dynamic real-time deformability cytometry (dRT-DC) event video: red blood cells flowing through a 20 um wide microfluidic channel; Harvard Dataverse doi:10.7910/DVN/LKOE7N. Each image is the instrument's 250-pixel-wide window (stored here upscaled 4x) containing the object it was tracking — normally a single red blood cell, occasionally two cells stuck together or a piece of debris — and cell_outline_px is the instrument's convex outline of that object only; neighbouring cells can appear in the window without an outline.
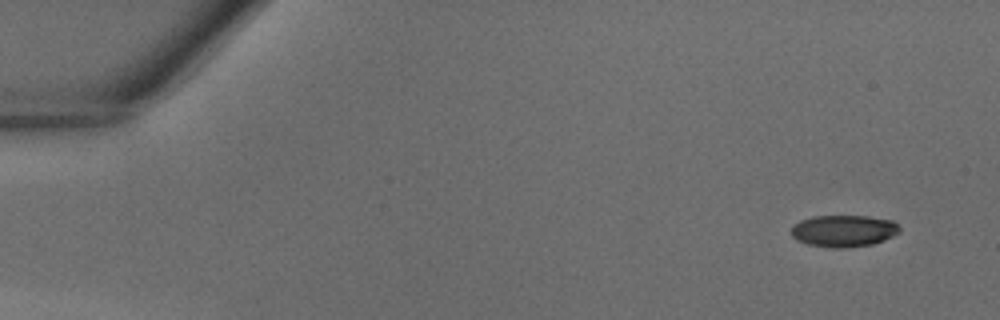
{"species": "common noctule bat (a hibernating species)", "species_latin": "Nyctalus noctula", "temperature_condition": "warm", "stored_images_in_passage": 40, "camera_frame_rate_fps": 3000, "um_per_image_px": 0.085, "animal": {"sex": "male", "body_mass_g": 18.8}, "frame": {"image": 1, "passage_image": 2, "time_ms": 0.333, "image_size_px": [1000, 320], "cell_outline_px": [[900, 232], [884, 240], [872, 244], [844, 248], [832, 248], [808, 244], [796, 240], [792, 236], [792, 228], [800, 220], [812, 216], [868, 216], [892, 220], [900, 228]], "centroid_in_image_um": [71.72, 19.62], "position_along_channel_um": 13.3, "area_um2": 20.06}}
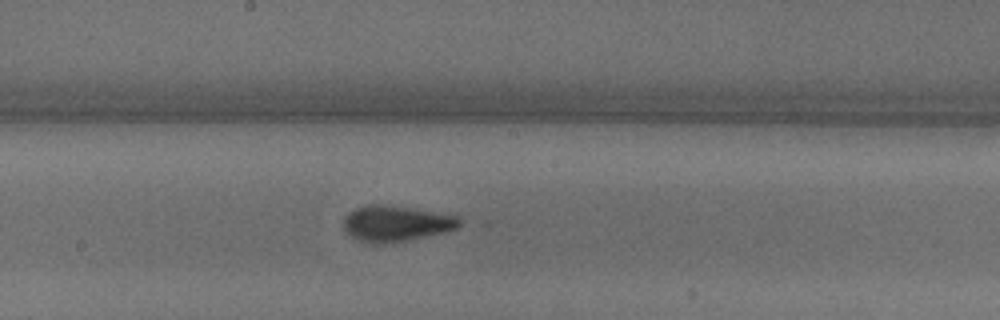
{"frame": {"image": 2, "passage_image": 22, "time_ms": 7.0, "image_size_px": [1000, 320], "cell_outline_px": [[460, 224], [456, 228], [444, 232], [404, 240], [380, 244], [372, 244], [360, 240], [344, 232], [344, 216], [348, 212], [356, 208], [368, 204], [388, 204], [460, 216]], "centroid_in_image_um": [33.62, 18.97], "position_along_channel_um": 214.6, "area_um2": 24.1}}
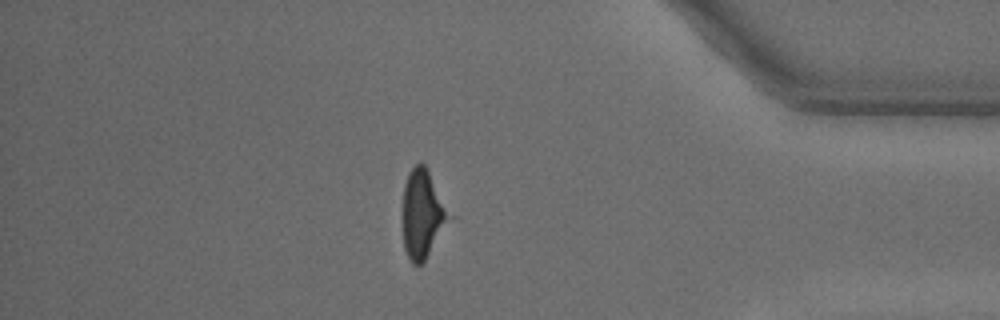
{"frame": {"image": 3, "passage_image": 35, "time_ms": 11.333, "image_size_px": [1000, 320], "cell_outline_px": [[456, 216], [424, 260], [420, 264], [412, 264], [408, 260], [404, 248], [404, 184], [408, 172], [416, 164], [424, 164]], "centroid_in_image_um": [36.01, 18.2], "position_along_channel_um": 399.2, "area_um2": 24.51}}